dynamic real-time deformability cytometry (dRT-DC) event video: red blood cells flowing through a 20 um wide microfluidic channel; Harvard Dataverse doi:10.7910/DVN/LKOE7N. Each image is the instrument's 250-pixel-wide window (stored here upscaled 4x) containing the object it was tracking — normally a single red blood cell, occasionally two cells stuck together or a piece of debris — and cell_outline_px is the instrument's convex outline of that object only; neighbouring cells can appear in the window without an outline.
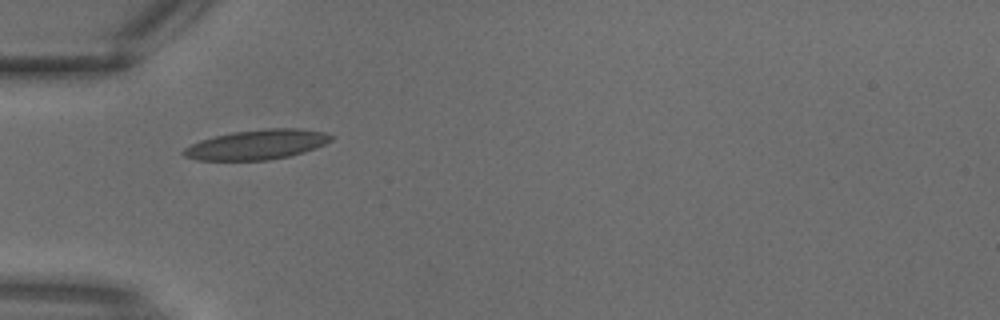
{"species": "common noctule bat (a hibernating species)", "species_latin": "Nyctalus noctula", "temperature_condition": "warm", "stored_images_in_passage": 1, "camera_frame_rate_fps": 3000, "um_per_image_px": 0.085, "animal": {"sex": "male", "body_mass_g": 18.8}, "frame": {"image": 1, "passage_image": 1, "time_ms": 0.0, "image_size_px": [1000, 320], "cell_outline_px": [[332, 140], [324, 144], [304, 152], [292, 156], [268, 160], [196, 160], [184, 156], [180, 152], [184, 148], [200, 140], [232, 132], [268, 128], [300, 128], [324, 132], [332, 136]], "centroid_in_image_um": [21.83, 12.29], "position_along_channel_um": 63.2, "area_um2": 25.61}}